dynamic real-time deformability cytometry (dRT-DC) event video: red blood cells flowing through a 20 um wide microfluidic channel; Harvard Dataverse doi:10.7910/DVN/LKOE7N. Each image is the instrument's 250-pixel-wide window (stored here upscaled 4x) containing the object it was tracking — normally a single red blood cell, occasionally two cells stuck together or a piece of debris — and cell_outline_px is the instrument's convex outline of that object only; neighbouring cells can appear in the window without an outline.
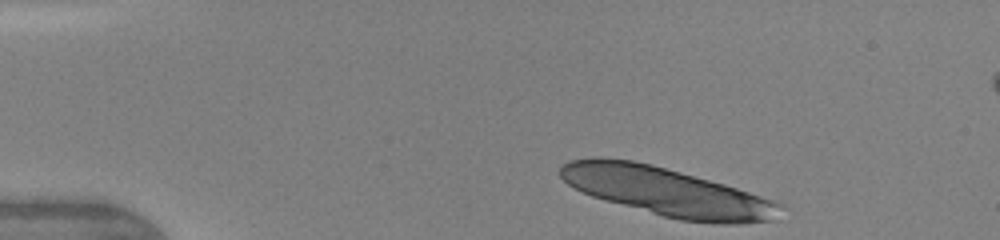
{"species": "human", "species_latin": "Homo sapiens", "temperature_condition": "warm", "stored_images_in_passage": 5, "camera_frame_rate_fps": 3000, "um_per_image_px": 0.085, "donor": {"sex": "female"}, "frame": {"image": 1, "passage_image": 1, "time_ms": 0.0, "image_size_px": [1000, 240], "cell_outline_px": [[784, 204], [772, 220], [740, 224], [712, 224], [680, 220], [664, 216], [592, 196], [568, 184], [560, 176], [560, 168], [568, 160], [592, 156], [600, 156], [632, 160], [652, 164], [724, 184]], "centroid_in_image_um": [56.65, 16.28], "position_along_channel_um": 28.3, "area_um2": 61.61}}